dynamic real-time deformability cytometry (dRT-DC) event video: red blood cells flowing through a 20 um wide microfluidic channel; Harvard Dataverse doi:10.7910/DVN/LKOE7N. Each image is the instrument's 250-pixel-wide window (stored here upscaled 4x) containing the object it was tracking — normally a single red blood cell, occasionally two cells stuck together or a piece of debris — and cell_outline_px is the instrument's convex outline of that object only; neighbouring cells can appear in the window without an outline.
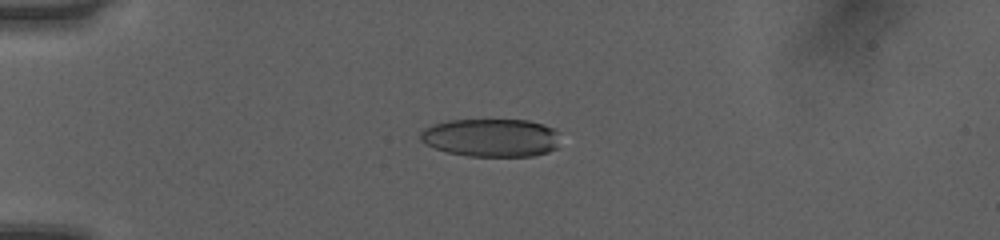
{"species": "human", "species_latin": "Homo sapiens", "temperature_condition": "room temperature", "stored_images_in_passage": 51, "camera_frame_rate_fps": 3000, "um_per_image_px": 0.085, "donor": {"sex": "female"}, "frame": {"image": 1, "passage_image": 14, "time_ms": 4.333, "image_size_px": [1000, 240], "cell_outline_px": [[560, 132], [556, 148], [548, 152], [532, 156], [468, 156], [448, 152], [424, 144], [420, 140], [420, 132], [424, 128], [432, 124], [448, 120], [528, 120], [544, 124]], "centroid_in_image_um": [41.74, 11.7], "position_along_channel_um": 43.3, "area_um2": 31.27}}
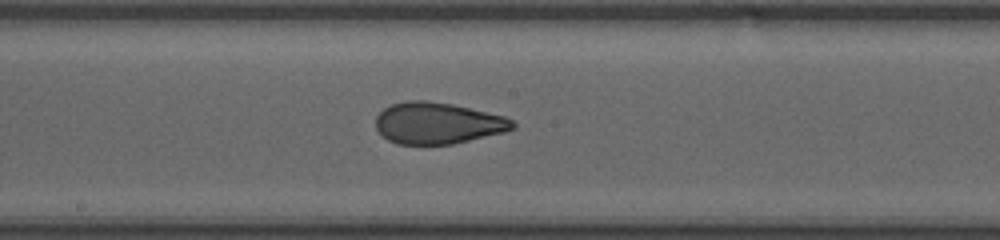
{"frame": {"image": 2, "passage_image": 29, "time_ms": 9.333, "image_size_px": [1000, 240], "cell_outline_px": [[516, 128], [504, 132], [452, 144], [396, 144], [388, 140], [376, 128], [376, 116], [384, 108], [392, 104], [404, 100], [424, 100], [452, 104], [504, 116], [512, 120], [516, 124]], "centroid_in_image_um": [37.19, 10.46], "position_along_channel_um": 211.0, "area_um2": 33.0}}
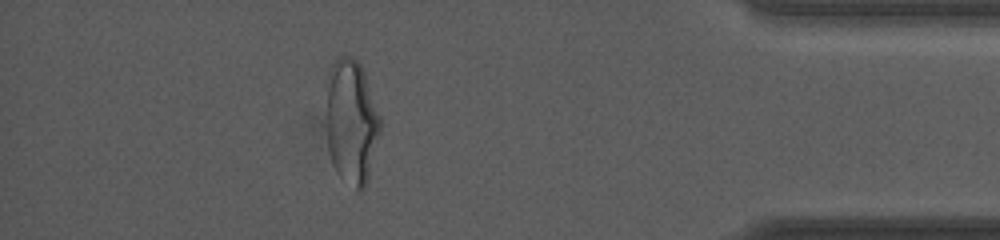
{"frame": {"image": 3, "passage_image": 46, "time_ms": 15.0, "image_size_px": [1000, 240], "cell_outline_px": [[380, 132], [368, 180], [364, 188], [360, 192], [356, 192], [332, 164], [328, 148], [328, 72], [336, 56], [352, 56], [360, 64], [364, 72], [380, 116]], "centroid_in_image_um": [29.89, 10.34], "position_along_channel_um": 405.3, "area_um2": 38.78}, "authors_computed_cell_mechanics": {"area_um2": 33.7552, "velocity_mm_per_s": 4.0891, "shape_relaxation_time_tau1_ms": 8.9599, "shape_relaxation_time_tau2_ms": 1.1519, "deformation_change_tau1": 0.2484, "deformation_change_tau2": 0.0799}}